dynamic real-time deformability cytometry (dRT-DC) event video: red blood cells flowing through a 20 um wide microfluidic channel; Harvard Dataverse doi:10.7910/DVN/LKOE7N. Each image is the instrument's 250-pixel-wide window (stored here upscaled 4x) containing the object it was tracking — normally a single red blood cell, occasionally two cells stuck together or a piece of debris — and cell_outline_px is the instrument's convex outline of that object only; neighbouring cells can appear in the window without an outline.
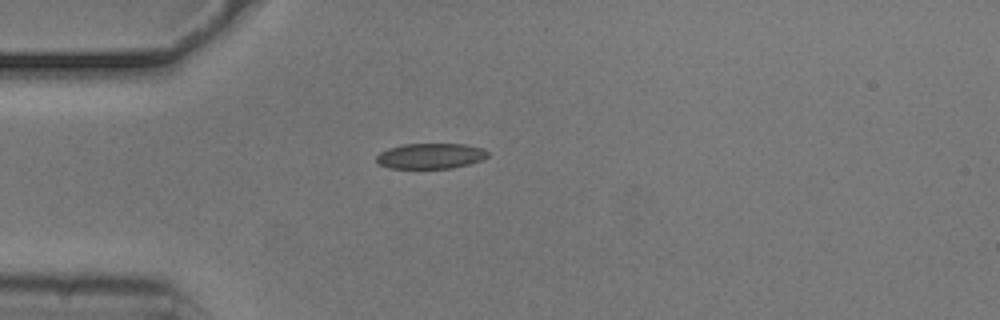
{"species": "common noctule bat (a hibernating species)", "species_latin": "Nyctalus noctula", "temperature_condition": "cold", "stored_images_in_passage": 32, "camera_frame_rate_fps": 3000, "um_per_image_px": 0.085, "animal": {"sex": "male", "body_mass_g": 20.5, "forearm_length_mm": 52.5}, "frame": {"image": 1, "passage_image": 1, "time_ms": 0.0, "image_size_px": [1000, 320], "cell_outline_px": [[488, 156], [480, 160], [468, 164], [452, 168], [388, 168], [380, 164], [376, 160], [376, 156], [380, 152], [388, 148], [404, 144], [464, 144], [484, 148], [488, 152]], "centroid_in_image_um": [36.59, 13.25], "position_along_channel_um": 48.4, "area_um2": 16.47}}
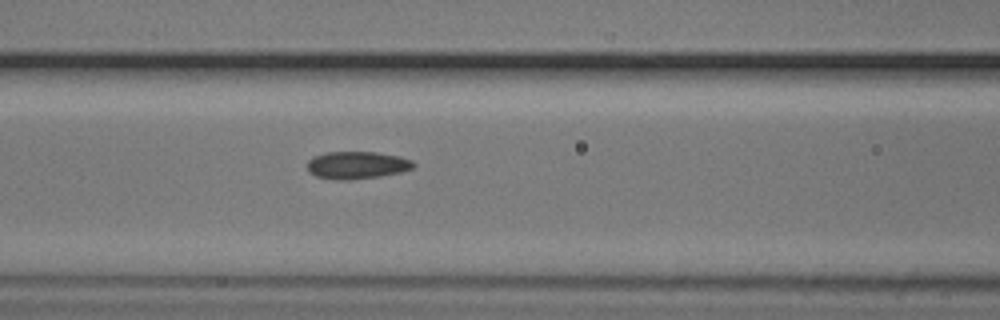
{"frame": {"image": 2, "passage_image": 9, "time_ms": 2.667, "image_size_px": [1000, 320], "cell_outline_px": [[416, 164], [412, 168], [400, 172], [380, 176], [348, 180], [340, 180], [316, 176], [308, 172], [308, 160], [324, 152], [376, 152], [400, 156], [412, 160]], "centroid_in_image_um": [30.35, 14.03], "position_along_channel_um": 136.3, "area_um2": 16.94}}
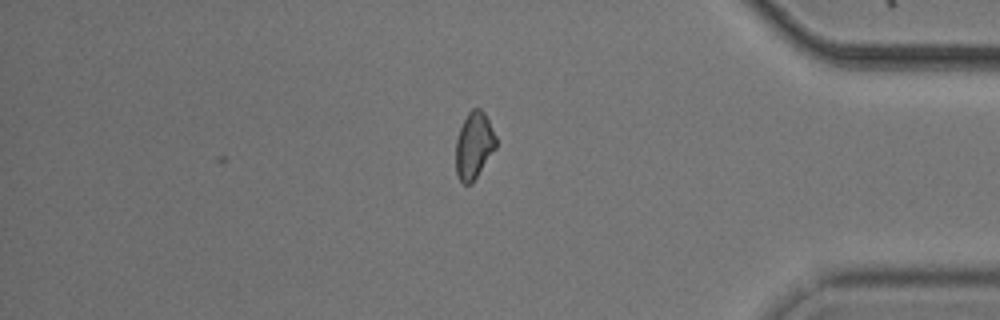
{"frame": {"image": 3, "passage_image": 32, "time_ms": 10.333, "image_size_px": [1000, 320], "cell_outline_px": [[496, 148], [472, 184], [464, 184], [460, 180], [456, 172], [456, 140], [460, 128], [468, 112], [472, 108], [480, 108], [484, 112], [496, 136]], "centroid_in_image_um": [40.29, 12.37], "position_along_channel_um": 394.9, "area_um2": 15.61}, "authors_computed_cell_mechanics": {"area_um2": 16.5019, "velocity_mm_per_s": 3.7417, "shape_relaxation_time_tau1_ms": null, "shape_relaxation_time_tau2_ms": 4.1351, "deformation_change_tau1": null, "deformation_change_tau2": 0.0982}}